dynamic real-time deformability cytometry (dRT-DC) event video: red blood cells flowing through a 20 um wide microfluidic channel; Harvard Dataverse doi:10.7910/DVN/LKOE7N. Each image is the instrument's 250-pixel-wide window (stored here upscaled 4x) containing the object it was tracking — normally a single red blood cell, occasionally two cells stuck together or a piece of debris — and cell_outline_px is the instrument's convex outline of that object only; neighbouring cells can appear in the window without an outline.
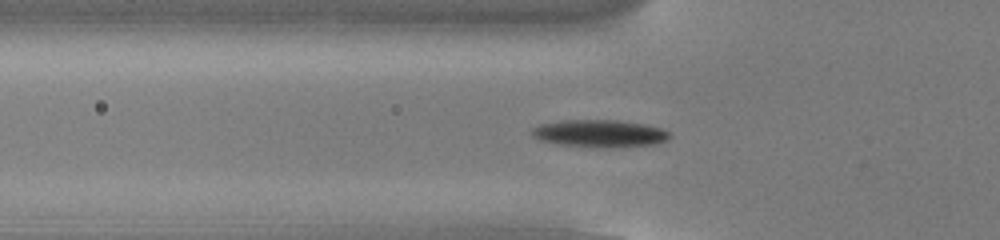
{"species": "common noctule bat (a hibernating species)", "species_latin": "Nyctalus noctula", "temperature_condition": "cold", "stored_images_in_passage": 51, "camera_frame_rate_fps": 3000, "um_per_image_px": 0.085, "animal": {"sex": "male", "body_mass_g": 13.0, "forearm_length_mm": 53.1}, "frame": {"image": 1, "passage_image": 19, "time_ms": 6.0, "image_size_px": [1000, 240], "cell_outline_px": [[668, 140], [656, 144], [616, 148], [604, 148], [560, 144], [540, 140], [532, 136], [532, 128], [540, 124], [560, 120], [620, 120], [644, 124], [660, 128], [668, 132]], "centroid_in_image_um": [50.97, 11.35], "position_along_channel_um": 74.8, "area_um2": 22.08}}
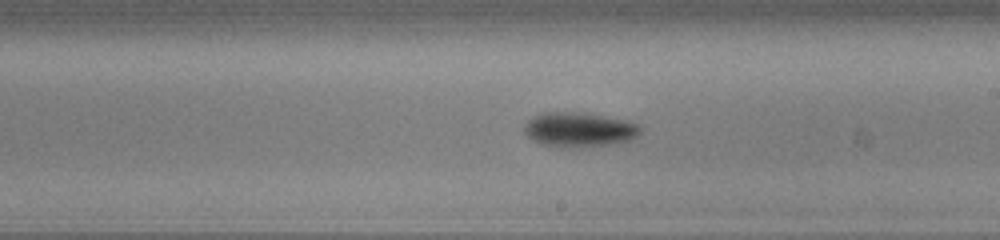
{"frame": {"image": 2, "passage_image": 32, "time_ms": 10.333, "image_size_px": [1000, 240], "cell_outline_px": [[644, 128], [632, 140], [608, 144], [572, 148], [556, 148], [532, 140], [524, 132], [524, 128], [528, 120], [544, 112], [588, 112], [624, 120], [640, 124]], "centroid_in_image_um": [49.25, 11.02], "position_along_channel_um": 239.7, "area_um2": 23.64}}
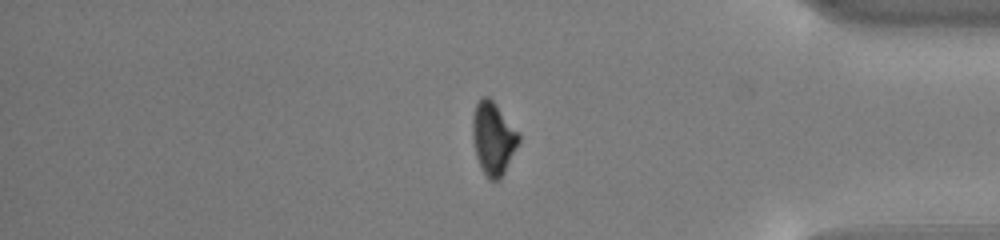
{"frame": {"image": 3, "passage_image": 46, "time_ms": 15.0, "image_size_px": [1000, 240], "cell_outline_px": [[520, 140], [500, 180], [492, 180], [480, 168], [476, 156], [472, 136], [472, 116], [476, 104], [480, 96], [488, 96], [496, 104], [520, 136]], "centroid_in_image_um": [41.89, 11.74], "position_along_channel_um": 393.3, "area_um2": 19.31}, "authors_computed_cell_mechanics": {"area_um2": 20.4612, "velocity_mm_per_s": 3.8048, "shape_relaxation_time_tau1_ms": 2.8471, "shape_relaxation_time_tau2_ms": null, "deformation_change_tau1": 0.1294, "deformation_change_tau2": null}}